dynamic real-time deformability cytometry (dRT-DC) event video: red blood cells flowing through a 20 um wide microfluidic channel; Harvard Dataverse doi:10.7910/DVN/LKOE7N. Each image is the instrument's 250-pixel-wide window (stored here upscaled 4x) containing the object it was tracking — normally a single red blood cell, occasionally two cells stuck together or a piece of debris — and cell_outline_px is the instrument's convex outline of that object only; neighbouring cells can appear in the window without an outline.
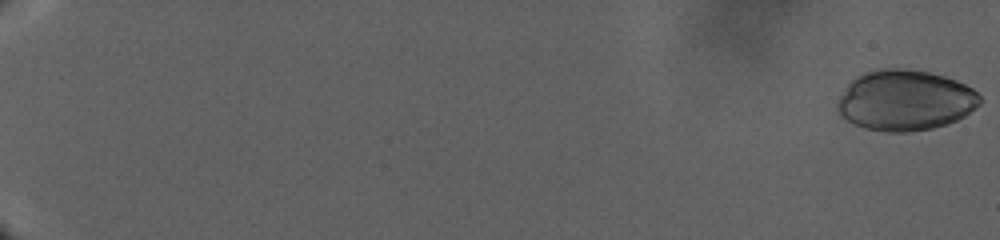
{"species": "human", "species_latin": "Homo sapiens", "temperature_condition": "warm", "stored_images_in_passage": 100, "camera_frame_rate_fps": 3000, "um_per_image_px": 0.085, "donor": {"sex": "male"}, "frame": {"image": 1, "passage_image": 1, "time_ms": 0.0, "image_size_px": [1000, 240], "cell_outline_px": [[980, 104], [964, 116], [956, 120], [932, 128], [908, 132], [884, 132], [864, 128], [840, 116], [836, 108], [836, 104], [840, 96], [848, 84], [856, 76], [864, 72], [880, 68], [904, 68], [928, 72], [944, 76], [956, 80], [972, 88], [980, 96]], "centroid_in_image_um": [76.91, 8.52], "position_along_channel_um": 8.1, "area_um2": 50.29}}
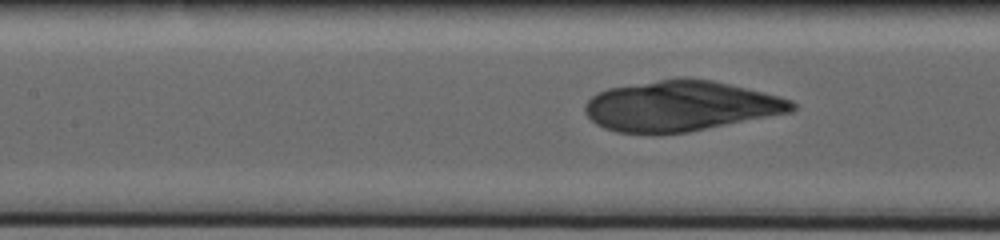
{"frame": {"image": 2, "passage_image": 55, "time_ms": 24.333, "image_size_px": [1000, 240], "cell_outline_px": [[796, 108], [792, 112], [688, 132], [660, 136], [652, 136], [616, 132], [604, 128], [596, 124], [584, 112], [584, 104], [596, 92], [608, 88], [680, 76], [684, 76], [712, 80], [764, 92], [780, 96], [792, 100], [796, 104]], "centroid_in_image_um": [57.82, 9.03], "position_along_channel_um": 149.6, "area_um2": 61.9}}
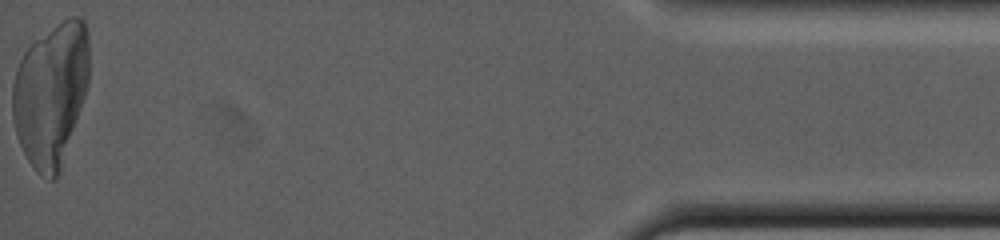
{"frame": {"image": 3, "passage_image": 100, "time_ms": 45.667, "image_size_px": [1000, 240], "cell_outline_px": [[88, 84], [60, 176], [56, 180], [48, 180], [40, 176], [36, 172], [28, 160], [16, 136], [12, 116], [12, 84], [16, 68], [24, 52], [36, 40], [56, 24], [68, 16], [80, 16], [84, 20], [88, 32]], "centroid_in_image_um": [4.33, 8.04], "position_along_channel_um": 430.9, "area_um2": 64.56}}